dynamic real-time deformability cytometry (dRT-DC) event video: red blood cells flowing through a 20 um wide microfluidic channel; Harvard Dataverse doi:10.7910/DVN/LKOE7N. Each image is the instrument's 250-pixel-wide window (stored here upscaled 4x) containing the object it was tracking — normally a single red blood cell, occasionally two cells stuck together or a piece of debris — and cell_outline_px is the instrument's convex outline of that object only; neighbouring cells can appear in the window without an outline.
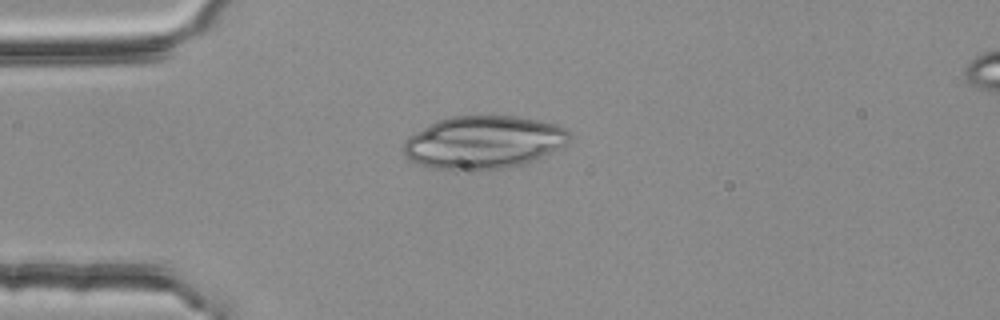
{"species": "common noctule bat (a hibernating species)", "species_latin": "Nyctalus noctula", "temperature_condition": "room temperature", "stored_images_in_passage": 2, "camera_frame_rate_fps": 3000, "um_per_image_px": 0.085, "animal": {"sex": "female", "body_mass_g": 25.1}, "frame": {"image": 1, "passage_image": 1, "time_ms": 0.0, "image_size_px": [1000, 320], "cell_outline_px": [[572, 136], [568, 144], [552, 152], [524, 164], [508, 168], [472, 172], [456, 172], [428, 168], [408, 160], [404, 152], [404, 144], [408, 136], [440, 120], [452, 116], [516, 116], [556, 124], [568, 128], [572, 132]], "centroid_in_image_um": [41.13, 12.14], "position_along_channel_um": 43.9, "area_um2": 52.14}}